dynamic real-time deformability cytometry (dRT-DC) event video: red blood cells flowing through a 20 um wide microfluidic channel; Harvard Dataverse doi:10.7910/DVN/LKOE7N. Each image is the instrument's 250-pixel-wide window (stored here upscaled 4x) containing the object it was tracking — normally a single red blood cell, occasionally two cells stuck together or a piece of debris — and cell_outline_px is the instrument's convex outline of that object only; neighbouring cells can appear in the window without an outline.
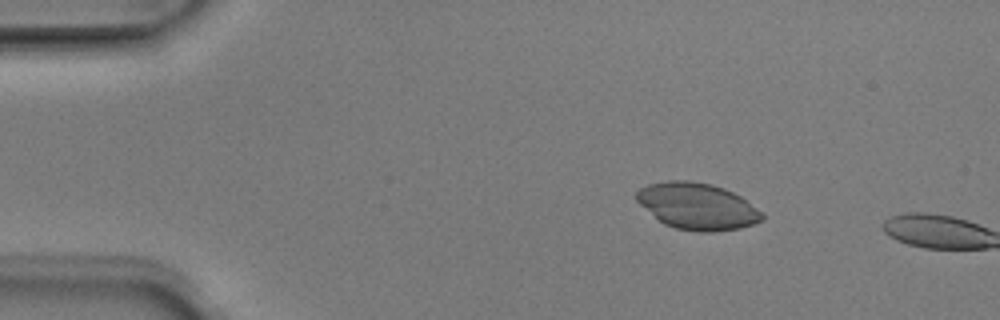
{"species": "Egyptian fruit bat (a non-hibernating species)", "species_latin": "Rousettus aegyptiacus", "temperature_condition": "room temperature", "stored_images_in_passage": 4, "camera_frame_rate_fps": 3000, "um_per_image_px": 0.085, "animal": {"sex": "male"}, "frame": {"image": 1, "passage_image": 3, "time_ms": 0.667, "image_size_px": [1000, 320], "cell_outline_px": [[764, 220], [740, 228], [712, 232], [696, 232], [676, 228], [664, 224], [640, 204], [636, 200], [636, 192], [640, 188], [648, 184], [668, 180], [688, 180], [712, 184], [724, 188], [740, 196], [756, 208], [764, 216]], "centroid_in_image_um": [59.26, 17.53], "position_along_channel_um": 25.7, "area_um2": 33.93}}